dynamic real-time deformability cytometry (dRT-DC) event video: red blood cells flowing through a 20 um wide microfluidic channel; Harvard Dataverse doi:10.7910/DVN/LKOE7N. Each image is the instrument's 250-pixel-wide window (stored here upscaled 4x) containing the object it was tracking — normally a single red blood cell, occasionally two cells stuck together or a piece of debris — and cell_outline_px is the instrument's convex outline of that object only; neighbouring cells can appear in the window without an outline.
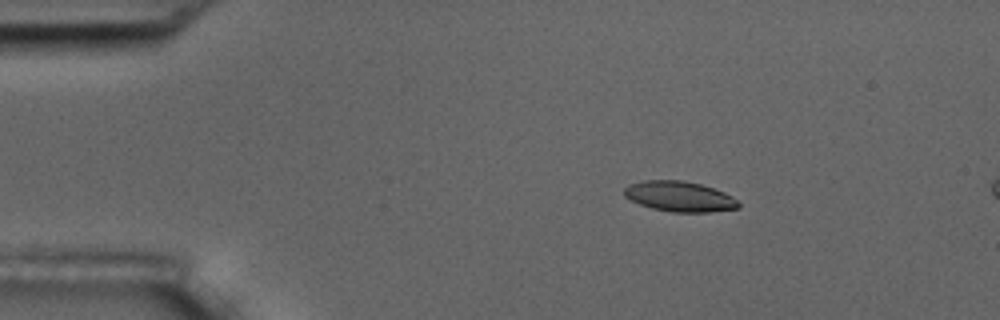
{"species": "common noctule bat (a hibernating species)", "species_latin": "Nyctalus noctula", "temperature_condition": "room temperature", "stored_images_in_passage": 16, "camera_frame_rate_fps": 3000, "um_per_image_px": 0.085, "animal": {"sex": "male", "body_mass_g": 17.5, "forearm_length_mm": 52.3}, "frame": {"image": 1, "passage_image": 10, "time_ms": 3.0, "image_size_px": [1000, 320], "cell_outline_px": [[740, 208], [708, 212], [672, 212], [652, 208], [640, 204], [624, 196], [624, 188], [628, 184], [644, 180], [680, 180], [700, 184], [724, 192], [732, 196], [740, 204]], "centroid_in_image_um": [57.75, 16.7], "position_along_channel_um": 27.3, "area_um2": 20.11}}